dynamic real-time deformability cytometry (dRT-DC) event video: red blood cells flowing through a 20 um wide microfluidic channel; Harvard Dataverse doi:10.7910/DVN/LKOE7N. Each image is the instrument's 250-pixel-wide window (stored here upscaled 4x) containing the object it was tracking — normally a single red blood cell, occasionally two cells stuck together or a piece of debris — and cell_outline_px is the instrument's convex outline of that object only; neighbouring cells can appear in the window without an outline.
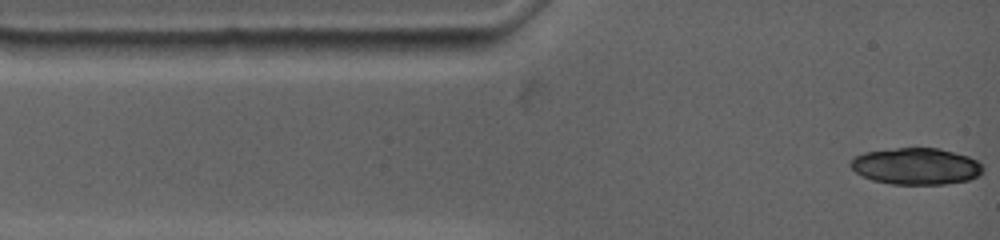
{"species": "common noctule bat (a hibernating species)", "species_latin": "Nyctalus noctula", "temperature_condition": "warm", "stored_images_in_passage": 6, "camera_frame_rate_fps": 4500, "um_per_image_px": 0.085, "animal": {"sex": "female", "body_mass_g": 19.0, "forearm_length_mm": 53.3}, "frame": {"image": 1, "passage_image": 1, "time_ms": 0.0, "image_size_px": [1000, 240], "cell_outline_px": [[984, 168], [980, 176], [968, 180], [944, 184], [892, 184], [872, 180], [856, 172], [848, 164], [852, 156], [864, 152], [896, 148], [936, 148], [968, 156], [976, 160]], "centroid_in_image_um": [77.84, 14.13], "position_along_channel_um": 7.2, "area_um2": 28.26}}